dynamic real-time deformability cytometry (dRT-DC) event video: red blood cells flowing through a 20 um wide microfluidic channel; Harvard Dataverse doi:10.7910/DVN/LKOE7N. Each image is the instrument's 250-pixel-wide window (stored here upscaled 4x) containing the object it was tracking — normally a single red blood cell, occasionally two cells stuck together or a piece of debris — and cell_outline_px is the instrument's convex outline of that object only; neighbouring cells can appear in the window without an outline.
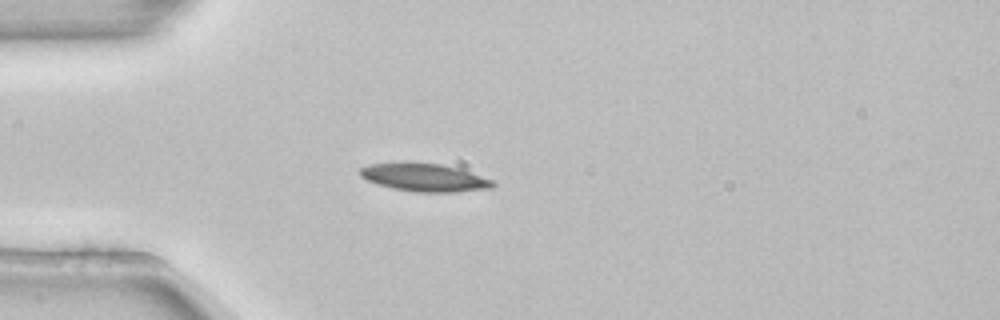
{"species": "common noctule bat (a hibernating species)", "species_latin": "Nyctalus noctula", "temperature_condition": "room temperature", "stored_images_in_passage": 2, "camera_frame_rate_fps": 3000, "um_per_image_px": 0.085, "animal": {"sex": "female", "body_mass_g": 22.7, "forearm_length_mm": 54.2}, "frame": {"image": 1, "passage_image": 2, "time_ms": 0.333, "image_size_px": [1000, 320], "cell_outline_px": [[496, 184], [492, 188], [452, 192], [416, 192], [392, 188], [368, 180], [360, 176], [360, 168], [368, 164], [440, 164], [460, 168], [492, 180]], "centroid_in_image_um": [36.13, 15.11], "position_along_channel_um": 48.9, "area_um2": 20.98}}